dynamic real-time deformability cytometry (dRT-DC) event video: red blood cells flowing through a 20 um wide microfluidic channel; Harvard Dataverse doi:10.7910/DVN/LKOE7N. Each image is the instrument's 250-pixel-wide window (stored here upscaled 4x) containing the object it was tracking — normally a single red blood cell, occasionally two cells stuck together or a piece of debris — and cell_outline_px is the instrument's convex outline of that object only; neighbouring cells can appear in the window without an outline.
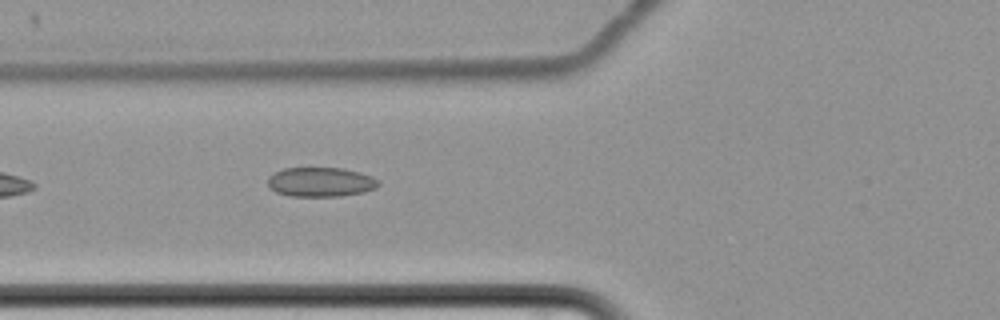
{"species": "common noctule bat (a hibernating species)", "species_latin": "Nyctalus noctula", "temperature_condition": "cold", "stored_images_in_passage": 8, "camera_frame_rate_fps": 3000, "um_per_image_px": 0.085, "animal": {"sex": "female", "body_mass_g": 22.7, "forearm_length_mm": 54.2}, "frame": {"image": 1, "passage_image": 8, "time_ms": 8.667, "image_size_px": [1000, 320], "cell_outline_px": [[380, 184], [376, 188], [364, 192], [340, 196], [288, 196], [276, 192], [268, 188], [268, 176], [284, 168], [344, 168], [360, 172], [372, 176], [380, 180]], "centroid_in_image_um": [27.27, 15.47], "position_along_channel_um": 98.5, "area_um2": 19.19}}